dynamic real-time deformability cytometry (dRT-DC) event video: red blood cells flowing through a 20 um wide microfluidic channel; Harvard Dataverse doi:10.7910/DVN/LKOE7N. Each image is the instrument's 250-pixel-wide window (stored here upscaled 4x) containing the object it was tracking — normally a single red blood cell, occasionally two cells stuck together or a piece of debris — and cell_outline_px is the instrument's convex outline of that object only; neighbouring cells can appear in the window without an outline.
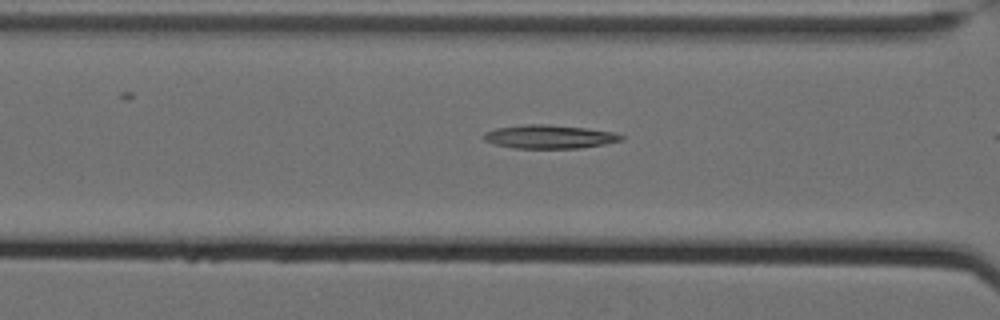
{"species": "Egyptian fruit bat (a non-hibernating species)", "species_latin": "Rousettus aegyptiacus", "temperature_condition": "cold", "stored_images_in_passage": 8, "camera_frame_rate_fps": 3000, "um_per_image_px": 0.085, "animal": {"sex": "female"}, "frame": {"image": 1, "passage_image": 6, "time_ms": 1.667, "image_size_px": [1000, 320], "cell_outline_px": [[624, 140], [604, 144], [580, 148], [512, 148], [496, 144], [484, 140], [480, 136], [484, 132], [496, 128], [524, 124], [548, 124], [584, 128], [612, 132], [624, 136]], "centroid_in_image_um": [46.65, 11.62], "position_along_channel_um": 119.9, "area_um2": 18.9}}